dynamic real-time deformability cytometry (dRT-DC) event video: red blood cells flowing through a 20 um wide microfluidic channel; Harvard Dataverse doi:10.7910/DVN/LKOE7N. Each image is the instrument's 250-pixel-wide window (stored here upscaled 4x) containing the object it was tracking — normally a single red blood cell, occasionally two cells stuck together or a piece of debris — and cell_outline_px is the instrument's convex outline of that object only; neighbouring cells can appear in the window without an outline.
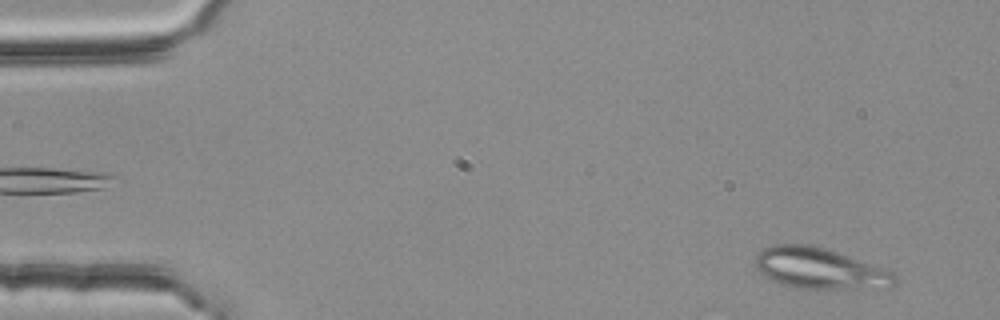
{"species": "common noctule bat (a hibernating species)", "species_latin": "Nyctalus noctula", "temperature_condition": "room temperature", "stored_images_in_passage": 5, "segment_of_instrument_passage": [2, 2], "camera_frame_rate_fps": 3000, "um_per_image_px": 0.085, "animal": {"sex": "female", "body_mass_g": 25.1}, "frame": {"image": 1, "passage_image": 5, "time_ms": 1.333, "image_size_px": [1000, 320], "cell_outline_px": [[900, 280], [896, 284], [888, 288], [800, 288], [784, 284], [772, 280], [764, 276], [756, 268], [756, 256], [764, 248], [776, 244], [808, 244], [824, 248], [888, 268]], "centroid_in_image_um": [69.75, 22.82], "position_along_channel_um": 15.2, "area_um2": 33.29}}